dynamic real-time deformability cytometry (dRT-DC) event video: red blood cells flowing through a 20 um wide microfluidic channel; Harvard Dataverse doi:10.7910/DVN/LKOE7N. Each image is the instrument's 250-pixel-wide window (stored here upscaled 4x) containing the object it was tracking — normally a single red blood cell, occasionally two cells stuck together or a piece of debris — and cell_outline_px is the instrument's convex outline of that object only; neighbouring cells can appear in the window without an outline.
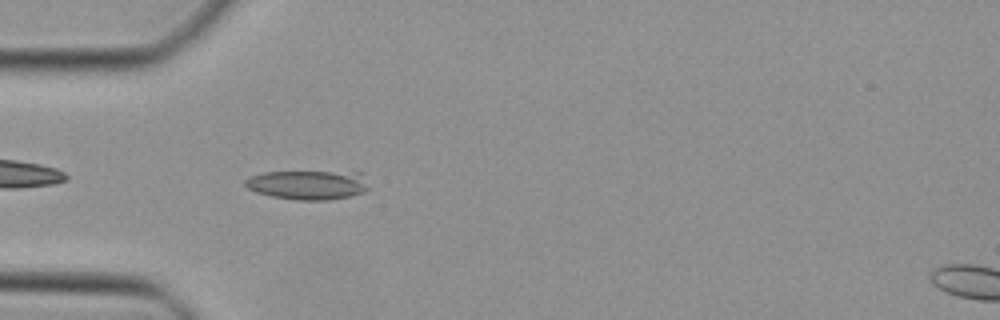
{"species": "Egyptian fruit bat (a non-hibernating species)", "species_latin": "Rousettus aegyptiacus", "temperature_condition": "cold", "stored_images_in_passage": 35, "camera_frame_rate_fps": 3000, "um_per_image_px": 0.085, "animal": {"sex": "female"}, "frame": {"image": 1, "passage_image": 2, "time_ms": 0.333, "image_size_px": [1000, 320], "cell_outline_px": [[368, 188], [364, 192], [348, 196], [328, 200], [296, 200], [272, 196], [256, 192], [248, 188], [244, 184], [244, 180], [252, 176], [264, 172], [364, 172]], "centroid_in_image_um": [26.2, 15.71], "position_along_channel_um": 58.8, "area_um2": 21.04}}
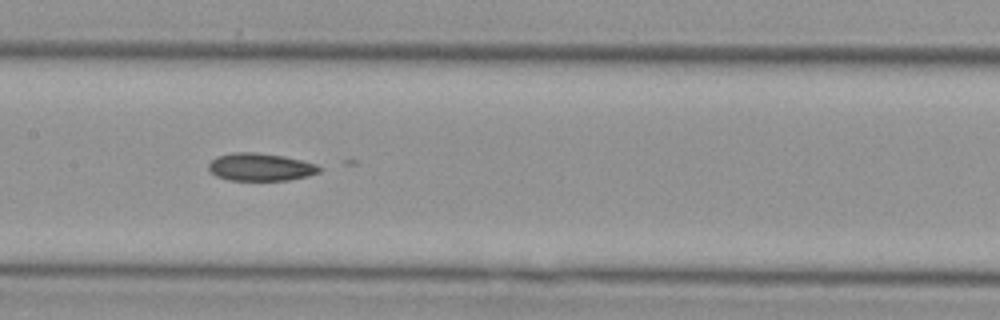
{"frame": {"image": 2, "passage_image": 11, "time_ms": 3.333, "image_size_px": [1000, 320], "cell_outline_px": [[320, 172], [308, 176], [288, 180], [228, 180], [216, 176], [208, 172], [208, 164], [216, 156], [232, 152], [256, 152], [284, 156], [316, 164], [320, 168]], "centroid_in_image_um": [22.09, 14.19], "position_along_channel_um": 185.3, "area_um2": 17.98}}
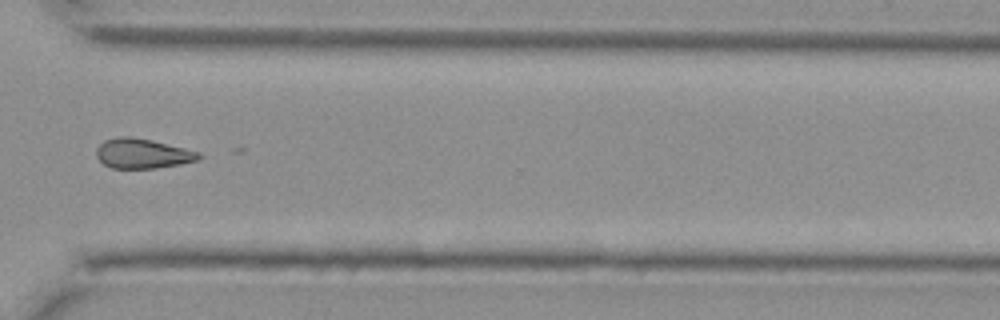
{"frame": {"image": 3, "passage_image": 23, "time_ms": 7.333, "image_size_px": [1000, 320], "cell_outline_px": [[204, 156], [200, 160], [180, 164], [156, 168], [112, 168], [104, 164], [96, 156], [96, 148], [104, 140], [120, 136], [132, 136], [152, 140], [200, 152]], "centroid_in_image_um": [12.14, 13.04], "position_along_channel_um": 358.5, "area_um2": 17.92}}